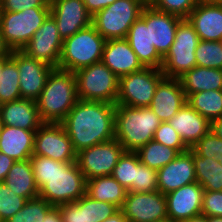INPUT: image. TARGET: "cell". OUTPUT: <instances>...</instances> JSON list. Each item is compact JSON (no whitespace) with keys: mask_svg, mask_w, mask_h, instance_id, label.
<instances>
[{"mask_svg":"<svg viewBox=\"0 0 222 222\" xmlns=\"http://www.w3.org/2000/svg\"><path fill=\"white\" fill-rule=\"evenodd\" d=\"M123 146L114 138L79 151L76 163L86 180L112 175L113 169L124 152Z\"/></svg>","mask_w":222,"mask_h":222,"instance_id":"8fae6325","label":"cell"},{"mask_svg":"<svg viewBox=\"0 0 222 222\" xmlns=\"http://www.w3.org/2000/svg\"><path fill=\"white\" fill-rule=\"evenodd\" d=\"M179 80L186 98L201 91L222 90V69L195 66Z\"/></svg>","mask_w":222,"mask_h":222,"instance_id":"83f0119b","label":"cell"},{"mask_svg":"<svg viewBox=\"0 0 222 222\" xmlns=\"http://www.w3.org/2000/svg\"><path fill=\"white\" fill-rule=\"evenodd\" d=\"M86 194L97 201L109 202L121 208L127 189L111 175L86 180Z\"/></svg>","mask_w":222,"mask_h":222,"instance_id":"f546056e","label":"cell"},{"mask_svg":"<svg viewBox=\"0 0 222 222\" xmlns=\"http://www.w3.org/2000/svg\"><path fill=\"white\" fill-rule=\"evenodd\" d=\"M187 19L200 40L222 41V5L200 0Z\"/></svg>","mask_w":222,"mask_h":222,"instance_id":"7402d4cb","label":"cell"},{"mask_svg":"<svg viewBox=\"0 0 222 222\" xmlns=\"http://www.w3.org/2000/svg\"><path fill=\"white\" fill-rule=\"evenodd\" d=\"M125 39L144 67L162 68L163 57L150 43L149 25L141 17L132 24Z\"/></svg>","mask_w":222,"mask_h":222,"instance_id":"4316f807","label":"cell"},{"mask_svg":"<svg viewBox=\"0 0 222 222\" xmlns=\"http://www.w3.org/2000/svg\"><path fill=\"white\" fill-rule=\"evenodd\" d=\"M215 4H219V5H222V0H209Z\"/></svg>","mask_w":222,"mask_h":222,"instance_id":"6f0895ef","label":"cell"},{"mask_svg":"<svg viewBox=\"0 0 222 222\" xmlns=\"http://www.w3.org/2000/svg\"><path fill=\"white\" fill-rule=\"evenodd\" d=\"M16 195L26 200L39 197L30 159L16 161L3 181Z\"/></svg>","mask_w":222,"mask_h":222,"instance_id":"f1b7e54d","label":"cell"},{"mask_svg":"<svg viewBox=\"0 0 222 222\" xmlns=\"http://www.w3.org/2000/svg\"><path fill=\"white\" fill-rule=\"evenodd\" d=\"M44 222H63L58 206H53L44 217Z\"/></svg>","mask_w":222,"mask_h":222,"instance_id":"c3c4849f","label":"cell"},{"mask_svg":"<svg viewBox=\"0 0 222 222\" xmlns=\"http://www.w3.org/2000/svg\"><path fill=\"white\" fill-rule=\"evenodd\" d=\"M200 42L193 25L182 19L177 27L175 40L163 57L162 72L165 77L180 78L196 66L195 49Z\"/></svg>","mask_w":222,"mask_h":222,"instance_id":"ba28073f","label":"cell"},{"mask_svg":"<svg viewBox=\"0 0 222 222\" xmlns=\"http://www.w3.org/2000/svg\"><path fill=\"white\" fill-rule=\"evenodd\" d=\"M10 58L17 64L19 70L21 98L36 101L54 67L28 57L21 50H12Z\"/></svg>","mask_w":222,"mask_h":222,"instance_id":"9a60e30c","label":"cell"},{"mask_svg":"<svg viewBox=\"0 0 222 222\" xmlns=\"http://www.w3.org/2000/svg\"><path fill=\"white\" fill-rule=\"evenodd\" d=\"M203 187L194 182L166 194L168 219L179 222L201 214Z\"/></svg>","mask_w":222,"mask_h":222,"instance_id":"d6986e66","label":"cell"},{"mask_svg":"<svg viewBox=\"0 0 222 222\" xmlns=\"http://www.w3.org/2000/svg\"><path fill=\"white\" fill-rule=\"evenodd\" d=\"M53 207L45 199L36 197L26 201L25 205L6 222H44L47 212Z\"/></svg>","mask_w":222,"mask_h":222,"instance_id":"d590c367","label":"cell"},{"mask_svg":"<svg viewBox=\"0 0 222 222\" xmlns=\"http://www.w3.org/2000/svg\"><path fill=\"white\" fill-rule=\"evenodd\" d=\"M61 124L78 153L115 138V104L78 100Z\"/></svg>","mask_w":222,"mask_h":222,"instance_id":"6da1fadb","label":"cell"},{"mask_svg":"<svg viewBox=\"0 0 222 222\" xmlns=\"http://www.w3.org/2000/svg\"><path fill=\"white\" fill-rule=\"evenodd\" d=\"M120 210L128 222H157L168 218L166 196L159 191L127 192Z\"/></svg>","mask_w":222,"mask_h":222,"instance_id":"4fadbf2b","label":"cell"},{"mask_svg":"<svg viewBox=\"0 0 222 222\" xmlns=\"http://www.w3.org/2000/svg\"><path fill=\"white\" fill-rule=\"evenodd\" d=\"M62 45L57 23L49 15L21 51L28 57L58 68Z\"/></svg>","mask_w":222,"mask_h":222,"instance_id":"5bb4252c","label":"cell"},{"mask_svg":"<svg viewBox=\"0 0 222 222\" xmlns=\"http://www.w3.org/2000/svg\"><path fill=\"white\" fill-rule=\"evenodd\" d=\"M196 181L193 150L180 153L157 171L158 191L166 195Z\"/></svg>","mask_w":222,"mask_h":222,"instance_id":"ac0fdd59","label":"cell"},{"mask_svg":"<svg viewBox=\"0 0 222 222\" xmlns=\"http://www.w3.org/2000/svg\"><path fill=\"white\" fill-rule=\"evenodd\" d=\"M157 222H174V221H172V220H170V219H165V220H162V221H157Z\"/></svg>","mask_w":222,"mask_h":222,"instance_id":"680465c9","label":"cell"},{"mask_svg":"<svg viewBox=\"0 0 222 222\" xmlns=\"http://www.w3.org/2000/svg\"><path fill=\"white\" fill-rule=\"evenodd\" d=\"M140 162L136 152L124 151L113 169L112 177L128 189L135 181V167Z\"/></svg>","mask_w":222,"mask_h":222,"instance_id":"8d00e7d4","label":"cell"},{"mask_svg":"<svg viewBox=\"0 0 222 222\" xmlns=\"http://www.w3.org/2000/svg\"><path fill=\"white\" fill-rule=\"evenodd\" d=\"M15 162L16 160L0 152V182L4 181L9 170L11 169V167Z\"/></svg>","mask_w":222,"mask_h":222,"instance_id":"7dc6e473","label":"cell"},{"mask_svg":"<svg viewBox=\"0 0 222 222\" xmlns=\"http://www.w3.org/2000/svg\"><path fill=\"white\" fill-rule=\"evenodd\" d=\"M86 194V179L76 162L53 160V174L39 190V197L58 206L79 200Z\"/></svg>","mask_w":222,"mask_h":222,"instance_id":"277c9868","label":"cell"},{"mask_svg":"<svg viewBox=\"0 0 222 222\" xmlns=\"http://www.w3.org/2000/svg\"><path fill=\"white\" fill-rule=\"evenodd\" d=\"M77 101L74 72L54 68L36 104L44 123H61Z\"/></svg>","mask_w":222,"mask_h":222,"instance_id":"7a4b0ae2","label":"cell"},{"mask_svg":"<svg viewBox=\"0 0 222 222\" xmlns=\"http://www.w3.org/2000/svg\"><path fill=\"white\" fill-rule=\"evenodd\" d=\"M105 39L91 24L63 40L58 68L75 72L100 62Z\"/></svg>","mask_w":222,"mask_h":222,"instance_id":"5b68a950","label":"cell"},{"mask_svg":"<svg viewBox=\"0 0 222 222\" xmlns=\"http://www.w3.org/2000/svg\"><path fill=\"white\" fill-rule=\"evenodd\" d=\"M26 201L24 197L11 191L4 182H0V221L6 222L14 216L25 205Z\"/></svg>","mask_w":222,"mask_h":222,"instance_id":"74e56055","label":"cell"},{"mask_svg":"<svg viewBox=\"0 0 222 222\" xmlns=\"http://www.w3.org/2000/svg\"><path fill=\"white\" fill-rule=\"evenodd\" d=\"M195 56L196 66L222 69V41L200 40Z\"/></svg>","mask_w":222,"mask_h":222,"instance_id":"e575fe53","label":"cell"},{"mask_svg":"<svg viewBox=\"0 0 222 222\" xmlns=\"http://www.w3.org/2000/svg\"><path fill=\"white\" fill-rule=\"evenodd\" d=\"M11 53L10 48L5 44L0 33V57L7 56Z\"/></svg>","mask_w":222,"mask_h":222,"instance_id":"816d5d0a","label":"cell"},{"mask_svg":"<svg viewBox=\"0 0 222 222\" xmlns=\"http://www.w3.org/2000/svg\"><path fill=\"white\" fill-rule=\"evenodd\" d=\"M34 178L38 189L40 190L45 184L46 180H49L53 174V159L33 155L30 158Z\"/></svg>","mask_w":222,"mask_h":222,"instance_id":"7bdbcfd3","label":"cell"},{"mask_svg":"<svg viewBox=\"0 0 222 222\" xmlns=\"http://www.w3.org/2000/svg\"><path fill=\"white\" fill-rule=\"evenodd\" d=\"M2 128H3V123L0 120V134H1Z\"/></svg>","mask_w":222,"mask_h":222,"instance_id":"91938a15","label":"cell"},{"mask_svg":"<svg viewBox=\"0 0 222 222\" xmlns=\"http://www.w3.org/2000/svg\"><path fill=\"white\" fill-rule=\"evenodd\" d=\"M161 123L150 107L115 104V139L125 151L136 152L153 140Z\"/></svg>","mask_w":222,"mask_h":222,"instance_id":"3957f363","label":"cell"},{"mask_svg":"<svg viewBox=\"0 0 222 222\" xmlns=\"http://www.w3.org/2000/svg\"><path fill=\"white\" fill-rule=\"evenodd\" d=\"M186 103V95L179 78L164 77L156 88L150 109L161 122L169 121Z\"/></svg>","mask_w":222,"mask_h":222,"instance_id":"44dd1931","label":"cell"},{"mask_svg":"<svg viewBox=\"0 0 222 222\" xmlns=\"http://www.w3.org/2000/svg\"><path fill=\"white\" fill-rule=\"evenodd\" d=\"M140 17L149 25L150 43L164 57L175 40L182 18L157 10L152 5L144 6Z\"/></svg>","mask_w":222,"mask_h":222,"instance_id":"e0dca14e","label":"cell"},{"mask_svg":"<svg viewBox=\"0 0 222 222\" xmlns=\"http://www.w3.org/2000/svg\"><path fill=\"white\" fill-rule=\"evenodd\" d=\"M137 1L141 2L144 6H147L151 5L152 0H137Z\"/></svg>","mask_w":222,"mask_h":222,"instance_id":"9f6ffc18","label":"cell"},{"mask_svg":"<svg viewBox=\"0 0 222 222\" xmlns=\"http://www.w3.org/2000/svg\"><path fill=\"white\" fill-rule=\"evenodd\" d=\"M161 69L144 67L119 78L116 104L149 107L158 83L164 78Z\"/></svg>","mask_w":222,"mask_h":222,"instance_id":"30bf717a","label":"cell"},{"mask_svg":"<svg viewBox=\"0 0 222 222\" xmlns=\"http://www.w3.org/2000/svg\"><path fill=\"white\" fill-rule=\"evenodd\" d=\"M50 15V7L0 11V33L10 50H21Z\"/></svg>","mask_w":222,"mask_h":222,"instance_id":"52a82bcc","label":"cell"},{"mask_svg":"<svg viewBox=\"0 0 222 222\" xmlns=\"http://www.w3.org/2000/svg\"><path fill=\"white\" fill-rule=\"evenodd\" d=\"M78 100L116 104L119 78L101 61L74 72Z\"/></svg>","mask_w":222,"mask_h":222,"instance_id":"8992f818","label":"cell"},{"mask_svg":"<svg viewBox=\"0 0 222 222\" xmlns=\"http://www.w3.org/2000/svg\"><path fill=\"white\" fill-rule=\"evenodd\" d=\"M153 140L161 144L176 149L179 153L185 152L188 148L185 146L178 132L168 123L162 122L154 132Z\"/></svg>","mask_w":222,"mask_h":222,"instance_id":"b9f144b4","label":"cell"},{"mask_svg":"<svg viewBox=\"0 0 222 222\" xmlns=\"http://www.w3.org/2000/svg\"><path fill=\"white\" fill-rule=\"evenodd\" d=\"M0 120L5 126L26 130H37L44 123L36 101L23 98L0 104Z\"/></svg>","mask_w":222,"mask_h":222,"instance_id":"d4e9b609","label":"cell"},{"mask_svg":"<svg viewBox=\"0 0 222 222\" xmlns=\"http://www.w3.org/2000/svg\"><path fill=\"white\" fill-rule=\"evenodd\" d=\"M207 222H222V217L210 216V217H207Z\"/></svg>","mask_w":222,"mask_h":222,"instance_id":"11a10c76","label":"cell"},{"mask_svg":"<svg viewBox=\"0 0 222 222\" xmlns=\"http://www.w3.org/2000/svg\"><path fill=\"white\" fill-rule=\"evenodd\" d=\"M22 99L20 95L19 70L17 64L9 58L0 75V104Z\"/></svg>","mask_w":222,"mask_h":222,"instance_id":"836d02e7","label":"cell"},{"mask_svg":"<svg viewBox=\"0 0 222 222\" xmlns=\"http://www.w3.org/2000/svg\"><path fill=\"white\" fill-rule=\"evenodd\" d=\"M143 8L137 0H116L92 16V25L106 41L126 38Z\"/></svg>","mask_w":222,"mask_h":222,"instance_id":"9c48e42d","label":"cell"},{"mask_svg":"<svg viewBox=\"0 0 222 222\" xmlns=\"http://www.w3.org/2000/svg\"><path fill=\"white\" fill-rule=\"evenodd\" d=\"M58 207L63 222H103L119 210L114 204L97 201L87 194Z\"/></svg>","mask_w":222,"mask_h":222,"instance_id":"ffe728a7","label":"cell"},{"mask_svg":"<svg viewBox=\"0 0 222 222\" xmlns=\"http://www.w3.org/2000/svg\"><path fill=\"white\" fill-rule=\"evenodd\" d=\"M168 123L178 132L188 149L211 130V122L192 109L187 102Z\"/></svg>","mask_w":222,"mask_h":222,"instance_id":"cb8c5ba5","label":"cell"},{"mask_svg":"<svg viewBox=\"0 0 222 222\" xmlns=\"http://www.w3.org/2000/svg\"><path fill=\"white\" fill-rule=\"evenodd\" d=\"M35 7H50V0H0V11L18 12Z\"/></svg>","mask_w":222,"mask_h":222,"instance_id":"f6af8a7d","label":"cell"},{"mask_svg":"<svg viewBox=\"0 0 222 222\" xmlns=\"http://www.w3.org/2000/svg\"><path fill=\"white\" fill-rule=\"evenodd\" d=\"M191 149L199 156L212 158L222 164V139L212 130L203 136Z\"/></svg>","mask_w":222,"mask_h":222,"instance_id":"ab89813d","label":"cell"},{"mask_svg":"<svg viewBox=\"0 0 222 222\" xmlns=\"http://www.w3.org/2000/svg\"><path fill=\"white\" fill-rule=\"evenodd\" d=\"M140 162L151 169L159 170L173 161L180 153L171 147L150 140L146 145L136 151Z\"/></svg>","mask_w":222,"mask_h":222,"instance_id":"d6a6232c","label":"cell"},{"mask_svg":"<svg viewBox=\"0 0 222 222\" xmlns=\"http://www.w3.org/2000/svg\"><path fill=\"white\" fill-rule=\"evenodd\" d=\"M186 102L210 122L222 117V90L193 93L186 98Z\"/></svg>","mask_w":222,"mask_h":222,"instance_id":"1f68e13d","label":"cell"},{"mask_svg":"<svg viewBox=\"0 0 222 222\" xmlns=\"http://www.w3.org/2000/svg\"><path fill=\"white\" fill-rule=\"evenodd\" d=\"M36 130H26L3 125L0 134V152L16 161L28 160L33 156Z\"/></svg>","mask_w":222,"mask_h":222,"instance_id":"484cf974","label":"cell"},{"mask_svg":"<svg viewBox=\"0 0 222 222\" xmlns=\"http://www.w3.org/2000/svg\"><path fill=\"white\" fill-rule=\"evenodd\" d=\"M196 181L205 191H222V164L193 151Z\"/></svg>","mask_w":222,"mask_h":222,"instance_id":"4dcf8cb0","label":"cell"},{"mask_svg":"<svg viewBox=\"0 0 222 222\" xmlns=\"http://www.w3.org/2000/svg\"><path fill=\"white\" fill-rule=\"evenodd\" d=\"M179 222H207V217L203 214H200V215L194 216L190 219L182 220Z\"/></svg>","mask_w":222,"mask_h":222,"instance_id":"f5cc1de1","label":"cell"},{"mask_svg":"<svg viewBox=\"0 0 222 222\" xmlns=\"http://www.w3.org/2000/svg\"><path fill=\"white\" fill-rule=\"evenodd\" d=\"M101 62L118 78L144 68L125 38L105 41Z\"/></svg>","mask_w":222,"mask_h":222,"instance_id":"603a6c76","label":"cell"},{"mask_svg":"<svg viewBox=\"0 0 222 222\" xmlns=\"http://www.w3.org/2000/svg\"><path fill=\"white\" fill-rule=\"evenodd\" d=\"M33 155L60 162H76L77 153L61 123H43L35 132Z\"/></svg>","mask_w":222,"mask_h":222,"instance_id":"7c38bea8","label":"cell"},{"mask_svg":"<svg viewBox=\"0 0 222 222\" xmlns=\"http://www.w3.org/2000/svg\"><path fill=\"white\" fill-rule=\"evenodd\" d=\"M50 15L57 23L62 40L92 24L83 0H50Z\"/></svg>","mask_w":222,"mask_h":222,"instance_id":"2e32d148","label":"cell"},{"mask_svg":"<svg viewBox=\"0 0 222 222\" xmlns=\"http://www.w3.org/2000/svg\"><path fill=\"white\" fill-rule=\"evenodd\" d=\"M200 0H152L151 5L160 11L187 19Z\"/></svg>","mask_w":222,"mask_h":222,"instance_id":"60d3db41","label":"cell"},{"mask_svg":"<svg viewBox=\"0 0 222 222\" xmlns=\"http://www.w3.org/2000/svg\"><path fill=\"white\" fill-rule=\"evenodd\" d=\"M103 222H128V219L123 215L122 211L119 209L109 218L105 219Z\"/></svg>","mask_w":222,"mask_h":222,"instance_id":"f907efd6","label":"cell"},{"mask_svg":"<svg viewBox=\"0 0 222 222\" xmlns=\"http://www.w3.org/2000/svg\"><path fill=\"white\" fill-rule=\"evenodd\" d=\"M211 130L222 139V117L211 122Z\"/></svg>","mask_w":222,"mask_h":222,"instance_id":"681fc988","label":"cell"},{"mask_svg":"<svg viewBox=\"0 0 222 222\" xmlns=\"http://www.w3.org/2000/svg\"><path fill=\"white\" fill-rule=\"evenodd\" d=\"M158 191L157 170L139 162L135 167V181L127 192H152Z\"/></svg>","mask_w":222,"mask_h":222,"instance_id":"f35d334b","label":"cell"},{"mask_svg":"<svg viewBox=\"0 0 222 222\" xmlns=\"http://www.w3.org/2000/svg\"><path fill=\"white\" fill-rule=\"evenodd\" d=\"M115 1L116 0H83L86 9L91 16H94L97 12L108 7Z\"/></svg>","mask_w":222,"mask_h":222,"instance_id":"bcb514c9","label":"cell"},{"mask_svg":"<svg viewBox=\"0 0 222 222\" xmlns=\"http://www.w3.org/2000/svg\"><path fill=\"white\" fill-rule=\"evenodd\" d=\"M201 214L206 217H222V191L204 190Z\"/></svg>","mask_w":222,"mask_h":222,"instance_id":"ee69618b","label":"cell"},{"mask_svg":"<svg viewBox=\"0 0 222 222\" xmlns=\"http://www.w3.org/2000/svg\"><path fill=\"white\" fill-rule=\"evenodd\" d=\"M10 58V54L7 56L0 57V75L2 73L3 64Z\"/></svg>","mask_w":222,"mask_h":222,"instance_id":"db71d44e","label":"cell"}]
</instances>
